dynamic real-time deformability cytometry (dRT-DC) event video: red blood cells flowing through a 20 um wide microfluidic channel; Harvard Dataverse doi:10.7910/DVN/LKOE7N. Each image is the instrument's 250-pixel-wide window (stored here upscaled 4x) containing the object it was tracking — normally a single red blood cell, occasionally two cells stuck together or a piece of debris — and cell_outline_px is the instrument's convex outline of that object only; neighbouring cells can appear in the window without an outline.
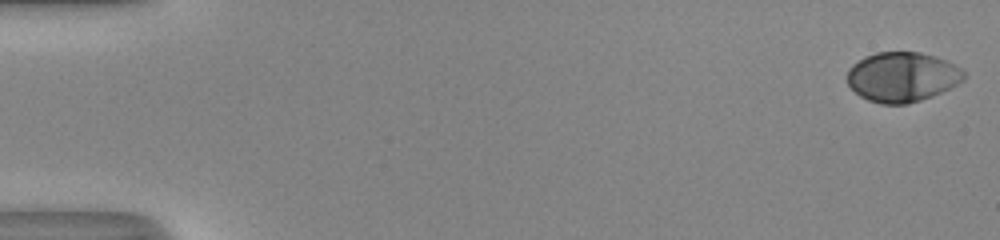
{"species": "human", "species_latin": "Homo sapiens", "temperature_condition": "room temperature", "stored_images_in_passage": 53, "camera_frame_rate_fps": 3000, "um_per_image_px": 0.085, "donor": {"sex": "male"}, "frame": {"image": 1, "passage_image": 1, "time_ms": 0.0, "image_size_px": [1000, 240], "cell_outline_px": [[964, 80], [960, 84], [932, 96], [908, 104], [880, 104], [868, 100], [860, 96], [848, 84], [848, 68], [852, 64], [864, 56], [876, 52], [920, 52], [944, 60], [960, 68], [964, 72]], "centroid_in_image_um": [76.67, 6.55], "position_along_channel_um": 8.3, "area_um2": 33.81}}
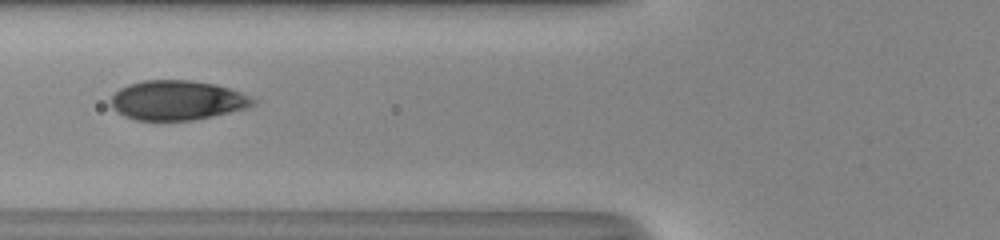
{"frame": {"image": 2, "passage_image": 22, "time_ms": 7.0, "image_size_px": [1000, 240], "cell_outline_px": [[256, 104], [244, 108], [212, 116], [192, 120], [136, 120], [124, 116], [116, 112], [112, 108], [112, 96], [120, 88], [128, 84], [144, 80], [192, 80], [216, 84], [240, 92], [256, 100]], "centroid_in_image_um": [15.03, 8.52], "position_along_channel_um": 110.8, "area_um2": 32.6}}
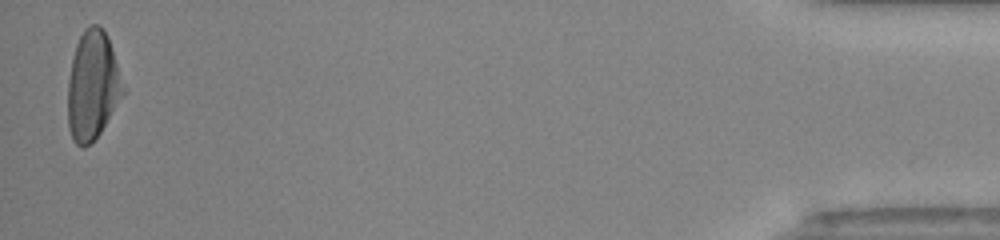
{"frame": {"image": 3, "passage_image": 52, "time_ms": 17.0, "image_size_px": [1000, 240], "cell_outline_px": [[124, 92], [100, 132], [84, 148], [76, 144], [72, 140], [68, 128], [68, 80], [72, 60], [76, 44], [84, 28], [92, 24], [96, 24], [108, 36], [112, 48], [124, 88]], "centroid_in_image_um": [7.84, 7.27], "position_along_channel_um": 427.4, "area_um2": 34.51}, "authors_computed_cell_mechanics": {"area_um2": 33.6396, "velocity_mm_per_s": 4.0659, "shape_relaxation_time_tau1_ms": 3.2283, "shape_relaxation_time_tau2_ms": null, "deformation_change_tau1": 0.1789, "deformation_change_tau2": null}}